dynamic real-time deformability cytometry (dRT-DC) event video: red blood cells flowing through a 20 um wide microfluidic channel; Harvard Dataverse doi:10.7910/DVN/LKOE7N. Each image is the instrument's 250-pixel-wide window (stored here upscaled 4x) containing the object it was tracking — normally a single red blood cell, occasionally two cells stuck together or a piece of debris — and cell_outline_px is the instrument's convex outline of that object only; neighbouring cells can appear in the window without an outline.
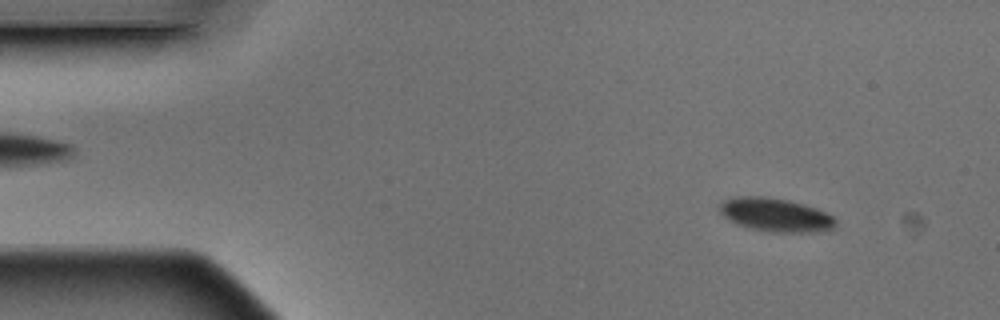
{"species": "Egyptian fruit bat (a non-hibernating species)", "species_latin": "Rousettus aegyptiacus", "temperature_condition": "warm", "stored_images_in_passage": 4, "camera_frame_rate_fps": 3000, "um_per_image_px": 0.085, "animal": {"sex": "male"}, "frame": {"image": 1, "passage_image": 1, "time_ms": 0.0, "image_size_px": [1000, 320], "cell_outline_px": [[836, 228], [812, 232], [768, 232], [736, 224], [728, 220], [720, 212], [720, 204], [724, 200], [736, 196], [764, 196], [788, 200], [804, 204], [816, 208], [832, 216], [836, 220]], "centroid_in_image_um": [65.92, 18.26], "position_along_channel_um": 19.1, "area_um2": 22.66}}
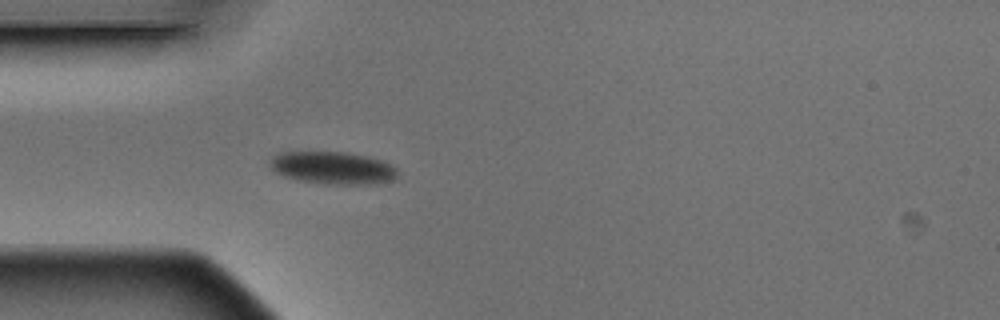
{"frame": {"image": 2, "passage_image": 4, "time_ms": 1.0, "image_size_px": [1000, 320], "cell_outline_px": [[396, 180], [380, 184], [324, 184], [300, 180], [284, 176], [276, 172], [268, 164], [268, 160], [272, 156], [280, 152], [348, 152], [368, 156], [380, 160], [396, 168]], "centroid_in_image_um": [28.28, 14.27], "position_along_channel_um": 56.7, "area_um2": 24.33}}